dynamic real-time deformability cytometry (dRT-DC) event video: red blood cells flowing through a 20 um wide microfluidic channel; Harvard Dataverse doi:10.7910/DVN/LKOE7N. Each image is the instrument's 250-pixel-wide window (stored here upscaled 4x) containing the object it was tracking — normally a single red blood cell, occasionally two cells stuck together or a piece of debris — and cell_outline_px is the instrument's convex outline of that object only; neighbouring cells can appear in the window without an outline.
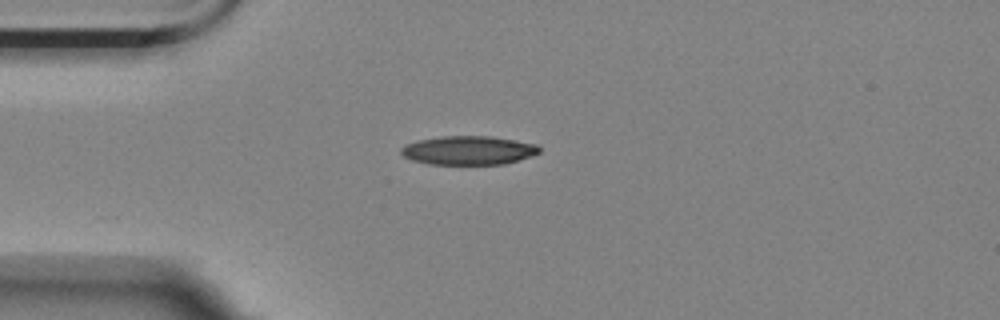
{"species": "Egyptian fruit bat (a non-hibernating species)", "species_latin": "Rousettus aegyptiacus", "temperature_condition": "room temperature", "stored_images_in_passage": 1, "camera_frame_rate_fps": 3000, "um_per_image_px": 0.085, "animal": {"sex": "female"}, "frame": {"image": 1, "passage_image": 1, "time_ms": 0.0, "image_size_px": [1000, 320], "cell_outline_px": [[540, 152], [532, 156], [504, 164], [428, 164], [412, 160], [404, 156], [400, 152], [400, 148], [404, 144], [416, 140], [444, 136], [492, 136], [536, 144], [540, 148]], "centroid_in_image_um": [39.79, 12.77], "position_along_channel_um": 45.2, "area_um2": 23.29}}